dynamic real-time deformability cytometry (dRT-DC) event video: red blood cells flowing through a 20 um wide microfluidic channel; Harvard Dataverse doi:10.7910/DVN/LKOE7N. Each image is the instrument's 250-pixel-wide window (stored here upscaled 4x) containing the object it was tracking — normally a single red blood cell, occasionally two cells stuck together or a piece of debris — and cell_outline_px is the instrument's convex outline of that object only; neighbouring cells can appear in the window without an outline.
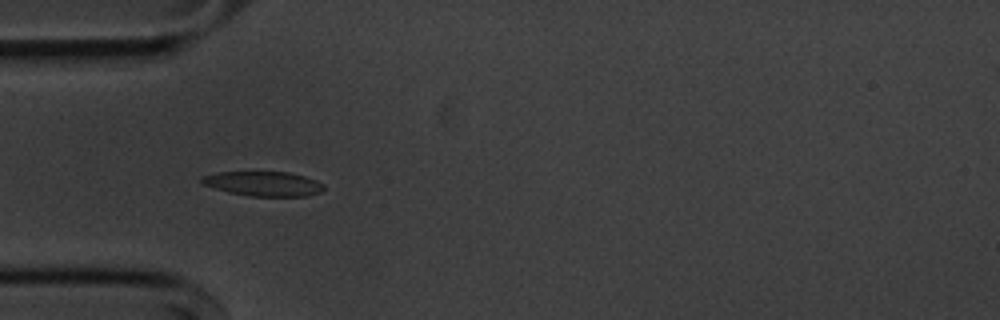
{"species": "common noctule bat (a hibernating species)", "species_latin": "Nyctalus noctula", "temperature_condition": "cold", "stored_images_in_passage": 39, "camera_frame_rate_fps": 3000, "um_per_image_px": 0.085, "animal": {"sex": "male", "body_mass_g": 20.1, "forearm_length_mm": 53.5}, "frame": {"image": 1, "passage_image": 1, "time_ms": 0.0, "image_size_px": [1000, 320], "cell_outline_px": [[324, 188], [320, 192], [308, 196], [248, 196], [228, 192], [204, 184], [200, 180], [200, 176], [216, 172], [288, 172], [304, 176], [316, 180], [324, 184]], "centroid_in_image_um": [22.39, 15.61], "position_along_channel_um": 62.6, "area_um2": 17.51}}
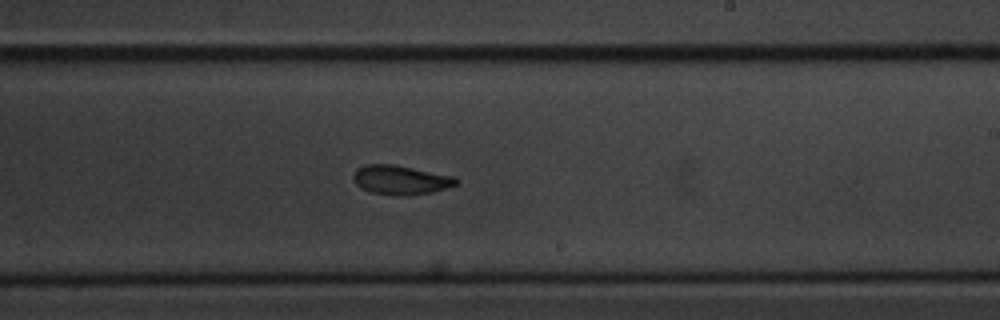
{"frame": {"image": 2, "passage_image": 17, "time_ms": 5.333, "image_size_px": [1000, 320], "cell_outline_px": [[460, 184], [432, 192], [396, 196], [372, 192], [360, 188], [352, 180], [352, 176], [356, 168], [364, 164], [392, 164], [452, 176], [460, 180]], "centroid_in_image_um": [34.02, 15.29], "position_along_channel_um": 255.0, "area_um2": 17.51}}
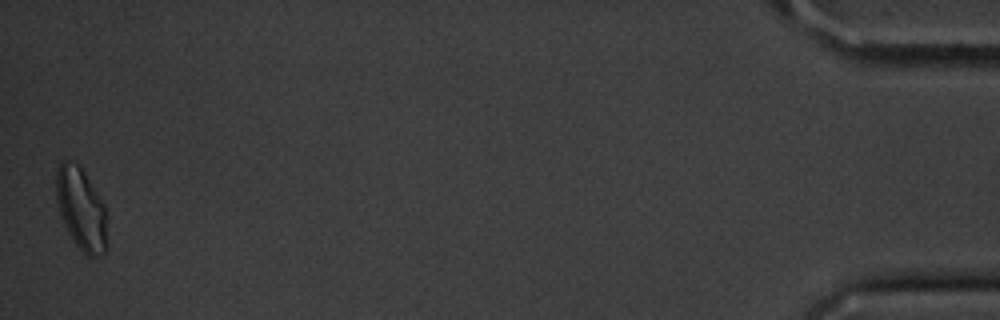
{"frame": {"image": 3, "passage_image": 39, "time_ms": 12.667, "image_size_px": [1000, 320], "cell_outline_px": [[108, 248], [100, 256], [88, 256], [72, 240], [60, 216], [56, 200], [56, 172], [60, 160], [68, 160], [76, 164], [84, 172], [104, 204]], "centroid_in_image_um": [6.89, 17.78], "position_along_channel_um": 428.3, "area_um2": 24.39}, "authors_computed_cell_mechanics": {"area_um2": 17.9758, "velocity_mm_per_s": 3.6183, "shape_relaxation_time_tau1_ms": 4.196, "shape_relaxation_time_tau2_ms": 2.8535, "deformation_change_tau1": 0.1254, "deformation_change_tau2": 0.095}}